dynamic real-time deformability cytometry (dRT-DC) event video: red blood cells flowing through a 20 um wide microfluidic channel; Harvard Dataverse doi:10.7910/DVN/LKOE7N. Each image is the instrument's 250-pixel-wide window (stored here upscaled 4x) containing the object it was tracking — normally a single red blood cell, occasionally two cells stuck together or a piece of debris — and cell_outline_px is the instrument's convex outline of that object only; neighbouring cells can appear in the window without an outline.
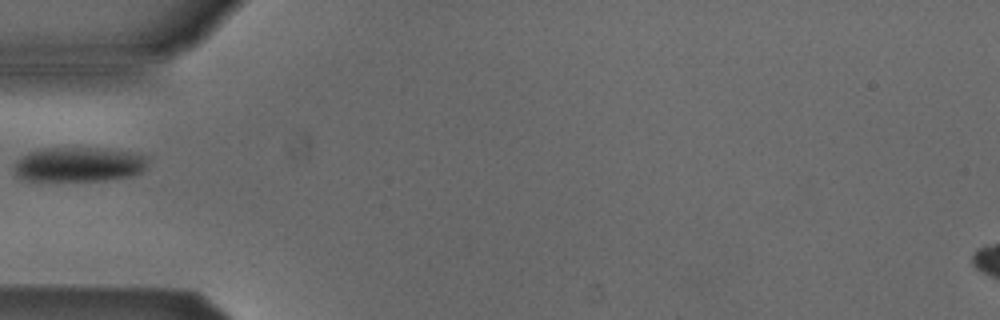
{"species": "Egyptian fruit bat (a non-hibernating species)", "species_latin": "Rousettus aegyptiacus", "temperature_condition": "cold", "stored_images_in_passage": 2, "camera_frame_rate_fps": 3000, "um_per_image_px": 0.085, "animal": {"sex": "male"}, "frame": {"image": 1, "passage_image": 1, "time_ms": 0.0, "image_size_px": [1000, 320], "cell_outline_px": [[148, 168], [132, 176], [104, 180], [24, 180], [16, 176], [16, 160], [20, 156], [28, 152], [40, 148], [96, 148], [136, 152], [148, 156]], "centroid_in_image_um": [6.75, 13.96], "position_along_channel_um": 78.3, "area_um2": 27.17}}
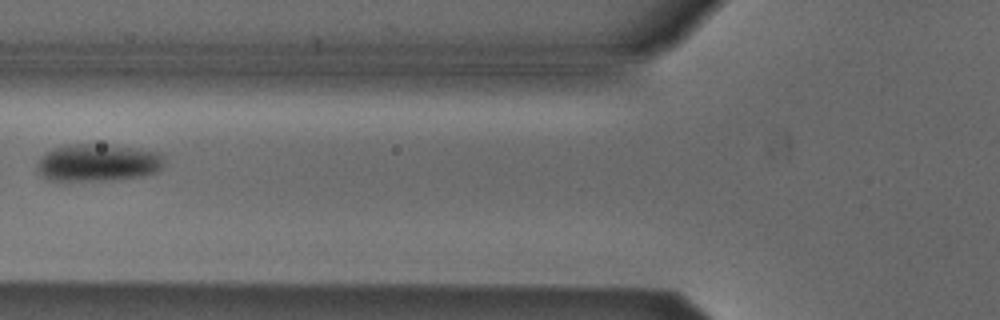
{"frame": {"image": 2, "passage_image": 2, "time_ms": 0.333, "image_size_px": [1000, 320], "cell_outline_px": [[164, 164], [156, 172], [144, 176], [112, 180], [64, 184], [52, 180], [44, 176], [36, 168], [36, 164], [40, 156], [52, 148], [64, 144], [108, 144], [136, 148], [160, 152], [164, 156]], "centroid_in_image_um": [8.28, 13.85], "position_along_channel_um": 117.5, "area_um2": 28.84}}